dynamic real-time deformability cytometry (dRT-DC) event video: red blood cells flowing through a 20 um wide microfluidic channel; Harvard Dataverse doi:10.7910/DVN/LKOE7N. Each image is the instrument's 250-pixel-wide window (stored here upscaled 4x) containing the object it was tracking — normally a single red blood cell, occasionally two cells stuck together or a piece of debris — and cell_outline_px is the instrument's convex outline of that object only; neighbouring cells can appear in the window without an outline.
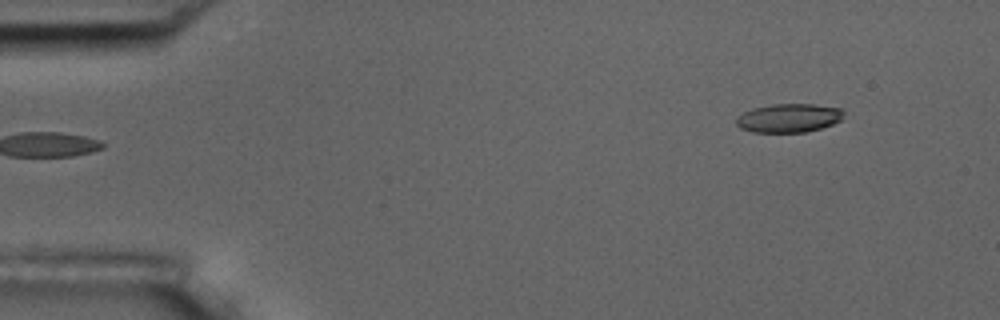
{"species": "common noctule bat (a hibernating species)", "species_latin": "Nyctalus noctula", "temperature_condition": "room temperature", "stored_images_in_passage": 3, "segment_of_instrument_passage": [2, 2], "camera_frame_rate_fps": 3000, "um_per_image_px": 0.085, "animal": {"sex": "male", "body_mass_g": 17.5, "forearm_length_mm": 52.3}, "frame": {"image": 1, "passage_image": 3, "time_ms": 2.333, "image_size_px": [1000, 320], "cell_outline_px": [[844, 112], [840, 120], [832, 124], [820, 128], [804, 132], [752, 132], [740, 128], [736, 124], [736, 120], [744, 112], [752, 108], [772, 104], [812, 104], [844, 108]], "centroid_in_image_um": [67.06, 10.02], "position_along_channel_um": 17.9, "area_um2": 17.92}}